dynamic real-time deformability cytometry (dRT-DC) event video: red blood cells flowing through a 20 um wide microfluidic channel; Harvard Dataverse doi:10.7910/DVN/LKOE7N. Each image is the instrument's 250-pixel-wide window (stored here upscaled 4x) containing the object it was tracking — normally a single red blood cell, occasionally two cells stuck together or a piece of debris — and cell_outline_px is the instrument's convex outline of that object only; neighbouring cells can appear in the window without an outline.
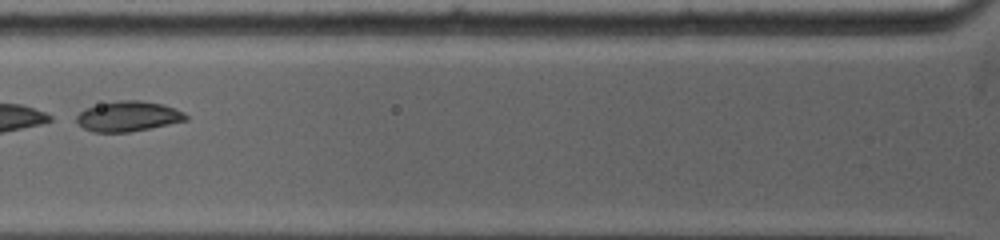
{"species": "common noctule bat (a hibernating species)", "species_latin": "Nyctalus noctula", "temperature_condition": "warm", "stored_images_in_passage": 16, "camera_frame_rate_fps": 5000, "um_per_image_px": 0.085, "animal": {"sex": "female", "body_mass_g": 19.0, "forearm_length_mm": 53.3}, "frame": {"image": 1, "passage_image": 5, "time_ms": 1.6, "image_size_px": [1000, 240], "cell_outline_px": [[188, 120], [128, 132], [92, 132], [76, 124], [76, 116], [84, 108], [116, 100], [140, 100], [164, 104], [184, 112], [188, 116]], "centroid_in_image_um": [10.87, 9.88], "position_along_channel_um": 114.9, "area_um2": 19.31}}